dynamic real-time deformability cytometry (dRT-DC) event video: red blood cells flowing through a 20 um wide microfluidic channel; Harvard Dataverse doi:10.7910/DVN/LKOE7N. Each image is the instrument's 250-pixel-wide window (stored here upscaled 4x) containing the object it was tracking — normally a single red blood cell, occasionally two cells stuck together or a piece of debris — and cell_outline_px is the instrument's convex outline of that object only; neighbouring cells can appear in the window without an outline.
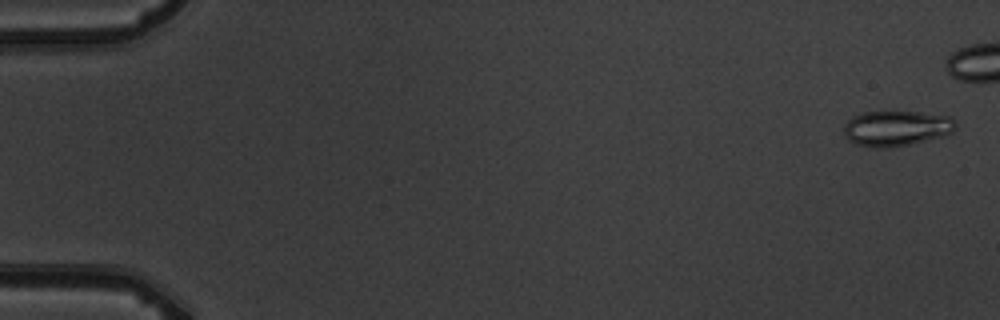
{"species": "common noctule bat (a hibernating species)", "species_latin": "Nyctalus noctula", "temperature_condition": "warm", "stored_images_in_passage": 9, "camera_frame_rate_fps": 3000, "um_per_image_px": 0.085, "animal": {"sex": "male", "body_mass_g": 19.5, "forearm_length_mm": 54.6}, "frame": {"image": 1, "passage_image": 1, "time_ms": 0.0, "image_size_px": [1000, 320], "cell_outline_px": [[956, 128], [952, 132], [944, 136], [892, 148], [876, 148], [856, 144], [848, 140], [844, 136], [844, 124], [852, 116], [864, 112], [920, 112], [952, 116], [956, 120]], "centroid_in_image_um": [76.21, 10.91], "position_along_channel_um": 8.8, "area_um2": 23.35}}
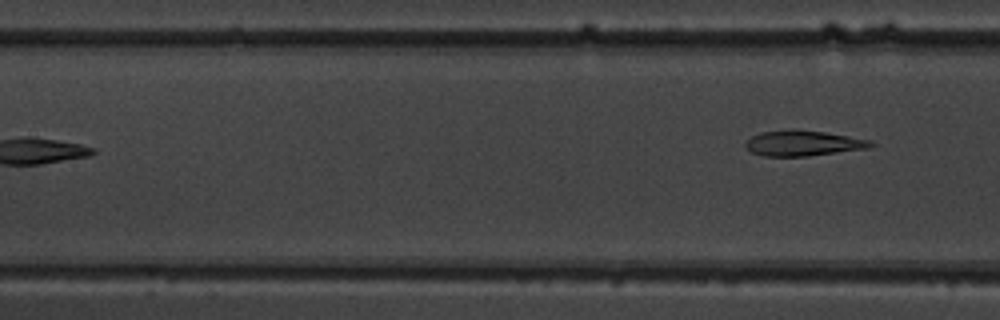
{"frame": {"image": 2, "passage_image": 9, "time_ms": 9.333, "image_size_px": [1000, 320], "cell_outline_px": [[876, 144], [868, 148], [808, 156], [764, 156], [752, 152], [744, 144], [752, 136], [760, 132], [792, 128], [796, 128], [824, 132], [872, 140]], "centroid_in_image_um": [68.27, 12.15], "position_along_channel_um": 139.1, "area_um2": 18.67}}